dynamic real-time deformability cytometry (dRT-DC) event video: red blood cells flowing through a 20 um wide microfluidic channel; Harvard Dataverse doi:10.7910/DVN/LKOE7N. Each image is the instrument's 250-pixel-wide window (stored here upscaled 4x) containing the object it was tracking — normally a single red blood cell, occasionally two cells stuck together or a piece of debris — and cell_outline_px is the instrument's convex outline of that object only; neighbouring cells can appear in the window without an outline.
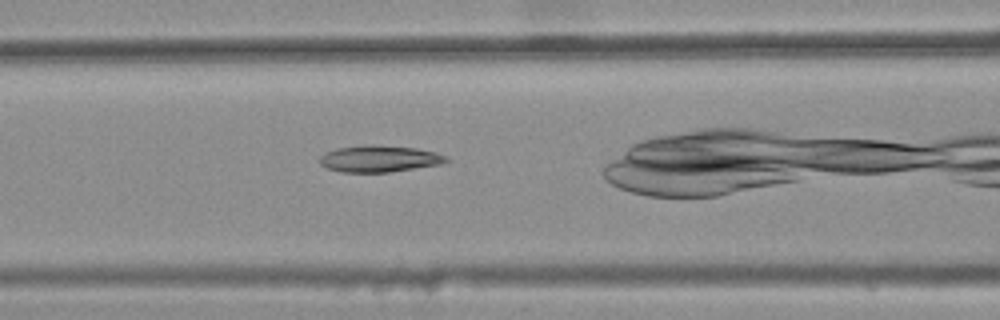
{"species": "common noctule bat (a hibernating species)", "species_latin": "Nyctalus noctula", "temperature_condition": "warm", "stored_images_in_passage": 42, "camera_frame_rate_fps": 3000, "um_per_image_px": 0.085, "animal": {"sex": "female", "body_mass_g": 25.1}, "frame": {"image": 1, "passage_image": 17, "time_ms": 5.333, "image_size_px": [1000, 320], "cell_outline_px": [[452, 160], [440, 164], [388, 172], [340, 172], [328, 168], [320, 164], [316, 160], [320, 156], [336, 148], [364, 144], [376, 144], [416, 148], [436, 152], [448, 156]], "centroid_in_image_um": [32.24, 13.48], "position_along_channel_um": 134.4, "area_um2": 19.88}}
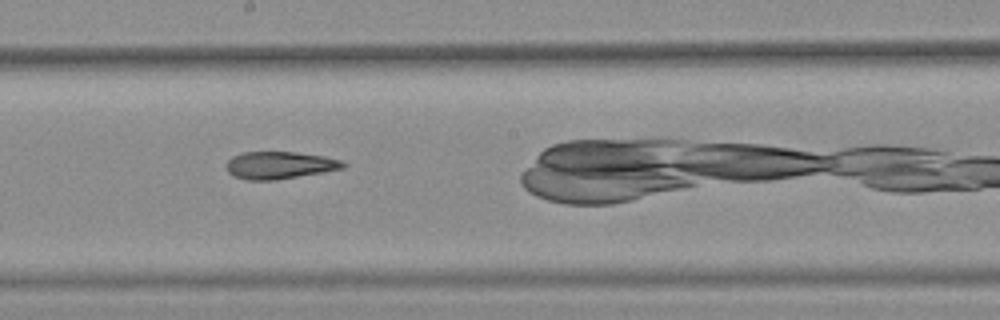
{"frame": {"image": 2, "passage_image": 24, "time_ms": 7.667, "image_size_px": [1000, 320], "cell_outline_px": [[348, 164], [344, 168], [324, 172], [276, 180], [248, 180], [232, 176], [228, 172], [224, 164], [232, 156], [244, 152], [296, 152], [324, 156], [344, 160]], "centroid_in_image_um": [23.77, 14.04], "position_along_channel_um": 224.4, "area_um2": 18.9}}
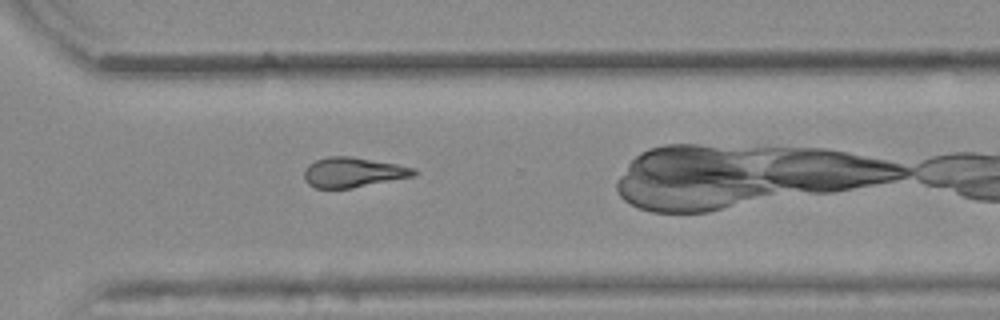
{"frame": {"image": 3, "passage_image": 33, "time_ms": 10.667, "image_size_px": [1000, 320], "cell_outline_px": [[420, 172], [416, 176], [352, 188], [316, 188], [308, 184], [304, 180], [304, 168], [308, 164], [316, 160], [328, 156], [352, 156], [396, 164], [416, 168]], "centroid_in_image_um": [30.03, 14.64], "position_along_channel_um": 340.6, "area_um2": 19.42}, "authors_computed_cell_mechanics": {"area_um2": 19.4208, "velocity_mm_per_s": 3.8629, "shape_relaxation_time_tau1_ms": null, "shape_relaxation_time_tau2_ms": 5.0649, "deformation_change_tau1": null, "deformation_change_tau2": 0.1543}}